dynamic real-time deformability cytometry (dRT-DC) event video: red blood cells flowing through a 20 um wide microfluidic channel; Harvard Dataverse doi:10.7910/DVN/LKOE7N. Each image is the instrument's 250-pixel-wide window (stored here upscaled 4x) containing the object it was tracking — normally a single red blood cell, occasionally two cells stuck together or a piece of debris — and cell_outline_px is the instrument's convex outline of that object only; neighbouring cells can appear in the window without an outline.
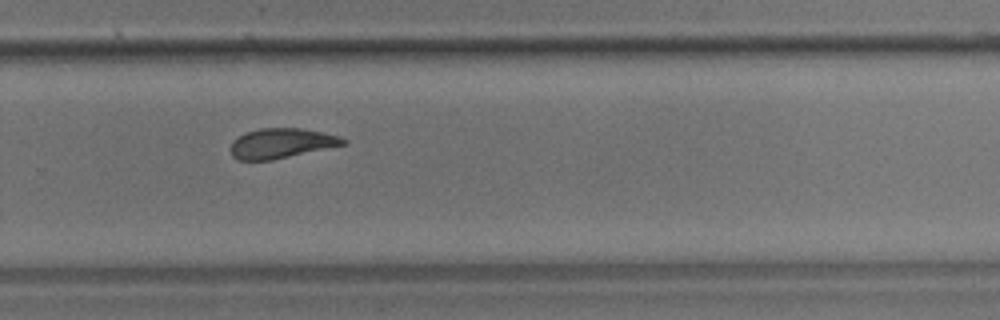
{"species": "common noctule bat (a hibernating species)", "species_latin": "Nyctalus noctula", "temperature_condition": "room temperature", "stored_images_in_passage": 10, "camera_frame_rate_fps": 3000, "um_per_image_px": 0.085, "animal": {"sex": "male", "body_mass_g": 17.9}, "frame": {"image": 1, "passage_image": 10, "time_ms": 11.0, "image_size_px": [1000, 320], "cell_outline_px": [[348, 144], [272, 160], [236, 160], [232, 156], [232, 140], [244, 132], [260, 128], [300, 128], [340, 136], [348, 140]], "centroid_in_image_um": [23.93, 12.18], "position_along_channel_um": 305.9, "area_um2": 19.71}}